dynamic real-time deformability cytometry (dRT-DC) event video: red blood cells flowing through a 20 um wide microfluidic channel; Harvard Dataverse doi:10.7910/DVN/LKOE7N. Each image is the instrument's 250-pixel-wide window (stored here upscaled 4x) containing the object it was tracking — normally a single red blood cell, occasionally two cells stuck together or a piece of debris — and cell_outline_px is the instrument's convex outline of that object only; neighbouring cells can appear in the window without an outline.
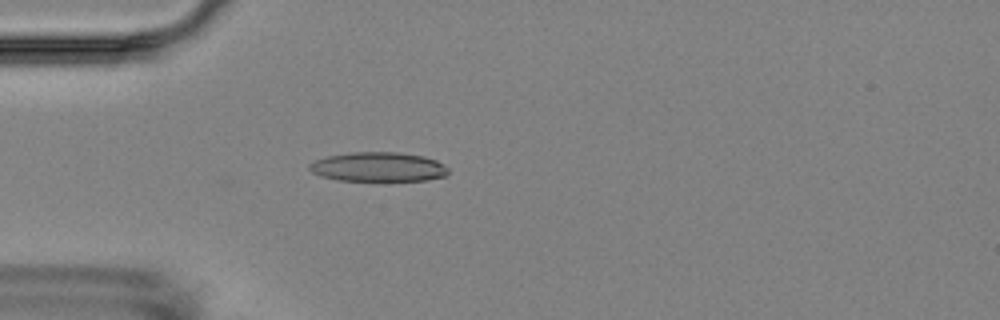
{"species": "Egyptian fruit bat (a non-hibernating species)", "species_latin": "Rousettus aegyptiacus", "temperature_condition": "room temperature", "stored_images_in_passage": 4, "camera_frame_rate_fps": 3000, "um_per_image_px": 0.085, "animal": {"sex": "female"}, "frame": {"image": 1, "passage_image": 4, "time_ms": 3.667, "image_size_px": [1000, 320], "cell_outline_px": [[448, 176], [428, 180], [336, 180], [320, 176], [312, 172], [308, 168], [308, 164], [316, 160], [328, 156], [352, 152], [400, 152], [424, 156], [436, 160], [444, 164], [448, 168]], "centroid_in_image_um": [32.18, 14.18], "position_along_channel_um": 52.8, "area_um2": 23.87}}